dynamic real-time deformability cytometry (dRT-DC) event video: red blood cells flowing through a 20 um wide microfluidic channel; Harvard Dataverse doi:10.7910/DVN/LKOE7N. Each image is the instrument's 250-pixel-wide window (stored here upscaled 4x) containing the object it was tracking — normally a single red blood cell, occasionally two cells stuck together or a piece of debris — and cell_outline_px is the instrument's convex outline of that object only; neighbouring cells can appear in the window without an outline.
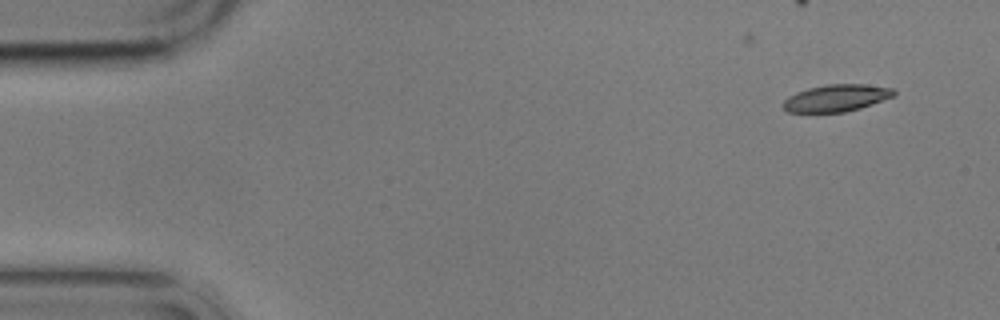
{"species": "common noctule bat (a hibernating species)", "species_latin": "Nyctalus noctula", "temperature_condition": "cold", "stored_images_in_passage": 7, "camera_frame_rate_fps": 3000, "um_per_image_px": 0.085, "animal": {"sex": "male", "body_mass_g": 17.9}, "frame": {"image": 1, "passage_image": 1, "time_ms": 0.0, "image_size_px": [1000, 320], "cell_outline_px": [[896, 96], [860, 108], [844, 112], [788, 112], [780, 104], [788, 96], [796, 92], [808, 88], [828, 84], [864, 84], [892, 88], [896, 92]], "centroid_in_image_um": [71.09, 8.33], "position_along_channel_um": 13.9, "area_um2": 17.51}}
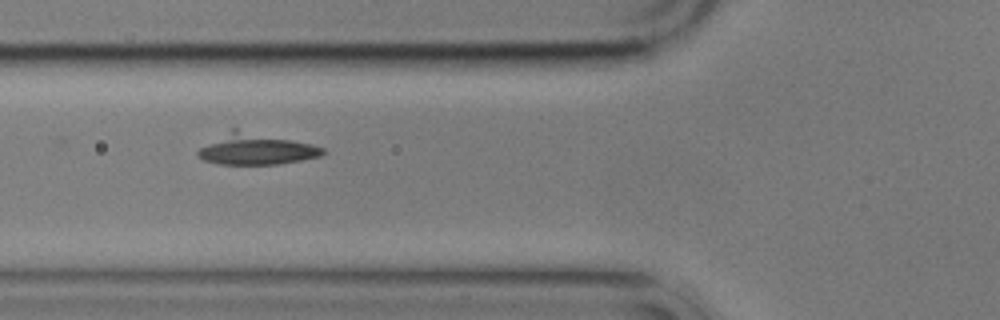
{"frame": {"image": 2, "passage_image": 6, "time_ms": 5.667, "image_size_px": [1000, 320], "cell_outline_px": [[324, 152], [320, 156], [280, 164], [220, 164], [204, 160], [196, 156], [196, 152], [200, 148], [232, 128], [236, 128], [312, 144], [324, 148]], "centroid_in_image_um": [21.74, 12.68], "position_along_channel_um": 104.1, "area_um2": 22.37}}
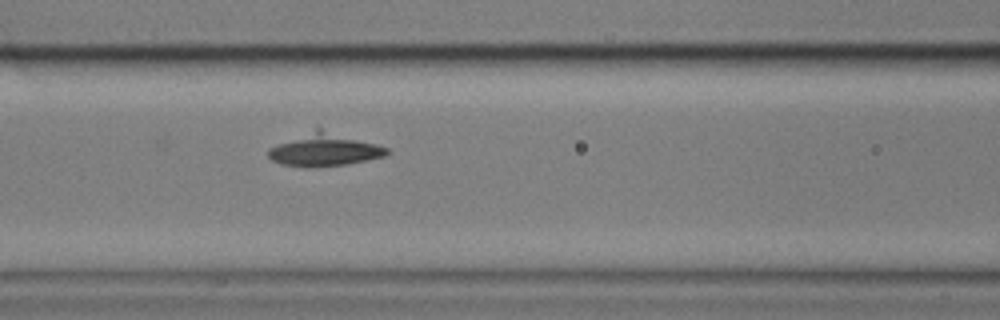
{"frame": {"image": 3, "passage_image": 7, "time_ms": 6.667, "image_size_px": [1000, 320], "cell_outline_px": [[388, 152], [384, 156], [344, 164], [312, 168], [304, 168], [280, 164], [272, 160], [268, 156], [268, 148], [316, 128], [320, 128], [376, 144], [388, 148]], "centroid_in_image_um": [27.52, 12.75], "position_along_channel_um": 139.1, "area_um2": 22.25}}